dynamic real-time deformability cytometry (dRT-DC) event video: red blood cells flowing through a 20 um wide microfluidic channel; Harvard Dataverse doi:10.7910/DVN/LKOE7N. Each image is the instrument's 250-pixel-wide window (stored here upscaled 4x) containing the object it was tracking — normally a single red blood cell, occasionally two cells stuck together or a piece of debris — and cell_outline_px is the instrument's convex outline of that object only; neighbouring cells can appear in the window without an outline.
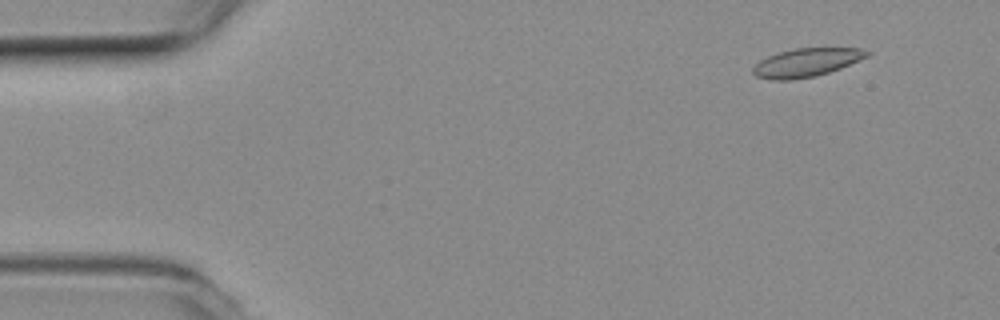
{"species": "common noctule bat (a hibernating species)", "species_latin": "Nyctalus noctula", "temperature_condition": "room temperature", "stored_images_in_passage": 48, "camera_frame_rate_fps": 3000, "um_per_image_px": 0.085, "animal": {"sex": "female", "body_mass_g": 19.3, "forearm_length_mm": 54.1}, "frame": {"image": 1, "passage_image": 5, "time_ms": 1.333, "image_size_px": [1000, 320], "cell_outline_px": [[872, 52], [868, 56], [840, 68], [816, 76], [788, 80], [776, 80], [756, 76], [752, 72], [752, 68], [760, 60], [768, 56], [780, 52], [796, 48], [860, 48]], "centroid_in_image_um": [68.55, 5.31], "position_along_channel_um": 16.5, "area_um2": 18.67}}
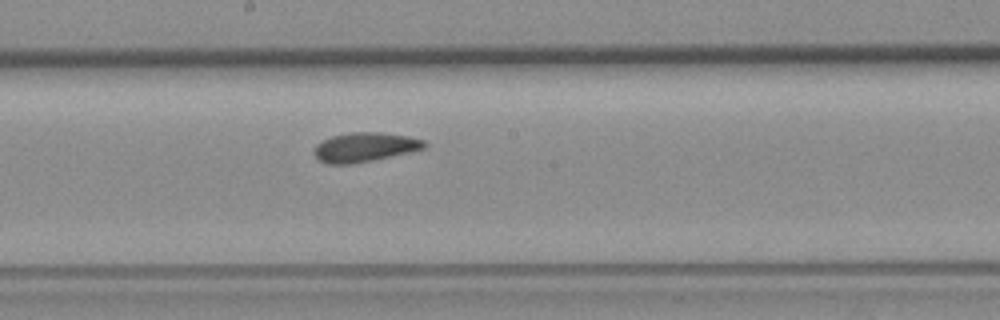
{"frame": {"image": 2, "passage_image": 29, "time_ms": 9.333, "image_size_px": [1000, 320], "cell_outline_px": [[428, 144], [424, 148], [408, 152], [348, 164], [328, 164], [320, 160], [312, 152], [316, 144], [332, 136], [348, 132], [380, 132], [408, 136], [424, 140]], "centroid_in_image_um": [30.98, 12.49], "position_along_channel_um": 217.2, "area_um2": 18.5}}
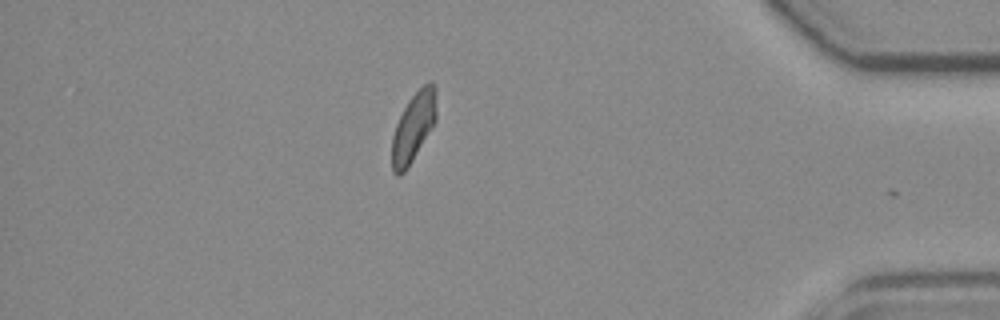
{"frame": {"image": 3, "passage_image": 47, "time_ms": 15.333, "image_size_px": [1000, 320], "cell_outline_px": [[436, 120], [412, 160], [404, 172], [400, 176], [396, 176], [392, 172], [392, 136], [396, 124], [408, 100], [428, 80], [432, 80], [436, 84]], "centroid_in_image_um": [35.15, 10.77], "position_along_channel_um": 400.1, "area_um2": 17.86}, "authors_computed_cell_mechanics": {"area_um2": 18.785, "velocity_mm_per_s": 3.7711, "shape_relaxation_time_tau1_ms": 6.068, "shape_relaxation_time_tau2_ms": 2.4401, "deformation_change_tau1": 0.1249, "deformation_change_tau2": 0.0705}}